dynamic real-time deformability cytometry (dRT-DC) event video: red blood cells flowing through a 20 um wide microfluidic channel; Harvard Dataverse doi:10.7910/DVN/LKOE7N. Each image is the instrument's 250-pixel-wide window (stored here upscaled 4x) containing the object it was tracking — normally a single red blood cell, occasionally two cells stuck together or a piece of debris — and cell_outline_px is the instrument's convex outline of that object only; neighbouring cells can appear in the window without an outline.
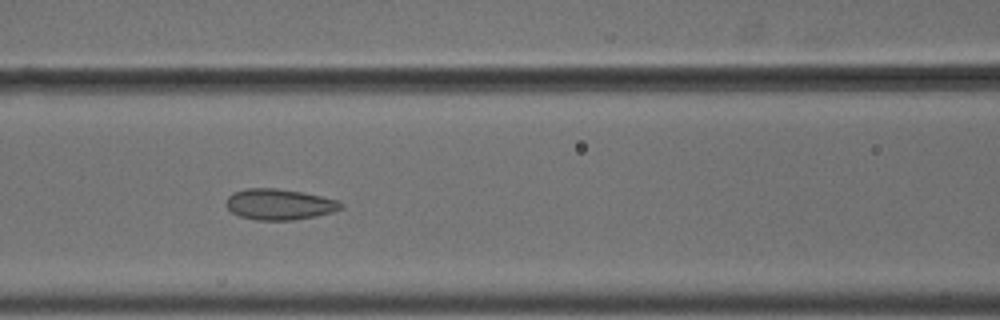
{"species": "common noctule bat (a hibernating species)", "species_latin": "Nyctalus noctula", "temperature_condition": "cold", "stored_images_in_passage": 9, "camera_frame_rate_fps": 3000, "um_per_image_px": 0.085, "animal": {"sex": "male", "body_mass_g": 18.8}, "frame": {"image": 1, "passage_image": 6, "time_ms": 1.667, "image_size_px": [1000, 320], "cell_outline_px": [[344, 208], [332, 212], [316, 216], [292, 220], [256, 220], [240, 216], [232, 212], [224, 204], [228, 196], [232, 192], [244, 188], [276, 188], [300, 192], [320, 196], [336, 200], [344, 204]], "centroid_in_image_um": [23.71, 17.37], "position_along_channel_um": 142.9, "area_um2": 20.69}}
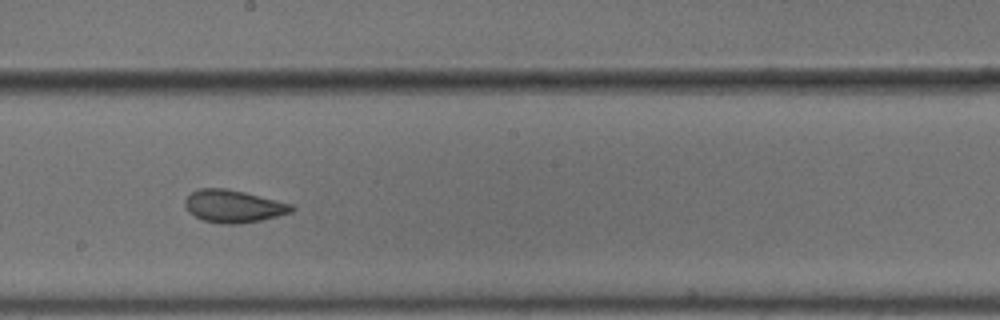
{"frame": {"image": 2, "passage_image": 8, "time_ms": 2.333, "image_size_px": [1000, 320], "cell_outline_px": [[296, 208], [292, 212], [260, 220], [236, 224], [220, 224], [200, 220], [188, 212], [184, 204], [184, 200], [192, 192], [200, 188], [224, 188], [244, 192], [292, 204]], "centroid_in_image_um": [19.8, 17.54], "position_along_channel_um": 228.4, "area_um2": 20.23}}
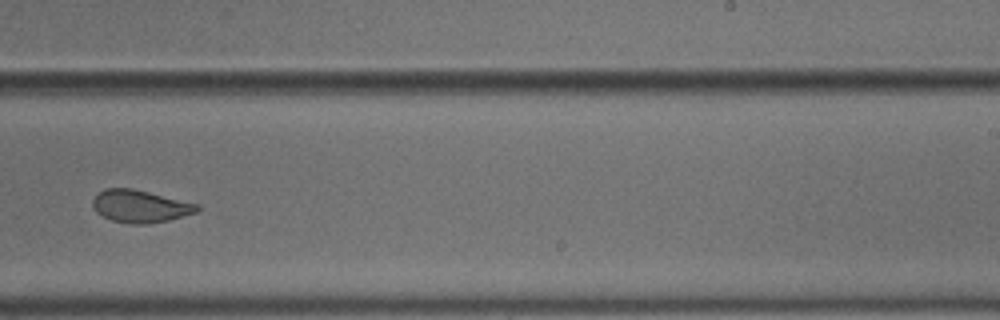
{"frame": {"image": 3, "passage_image": 9, "time_ms": 2.667, "image_size_px": [1000, 320], "cell_outline_px": [[200, 208], [196, 212], [168, 220], [148, 224], [132, 224], [112, 220], [96, 212], [92, 204], [92, 200], [104, 188], [132, 188], [200, 204]], "centroid_in_image_um": [11.92, 17.53], "position_along_channel_um": 277.1, "area_um2": 19.65}}